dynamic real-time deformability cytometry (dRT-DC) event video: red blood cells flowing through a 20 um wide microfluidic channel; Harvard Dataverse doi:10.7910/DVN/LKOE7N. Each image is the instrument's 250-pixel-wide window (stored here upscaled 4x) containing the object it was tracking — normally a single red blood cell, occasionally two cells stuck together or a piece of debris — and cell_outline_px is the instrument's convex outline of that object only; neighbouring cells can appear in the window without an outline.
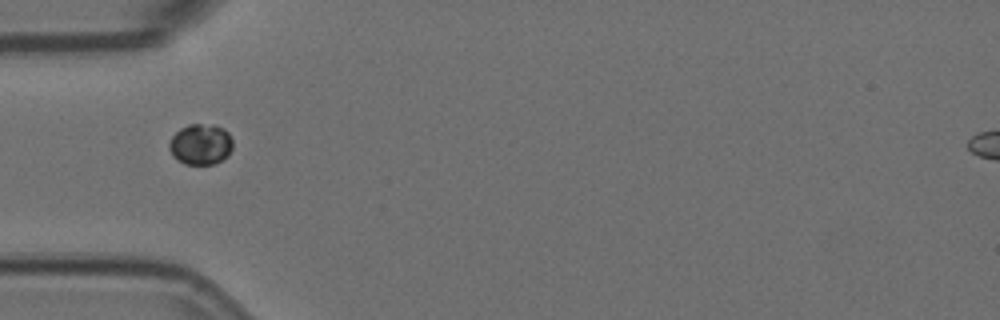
{"species": "Egyptian fruit bat (a non-hibernating species)", "species_latin": "Rousettus aegyptiacus", "temperature_condition": "room temperature", "stored_images_in_passage": 3, "camera_frame_rate_fps": 3000, "um_per_image_px": 0.085, "animal": {"sex": "female"}, "frame": {"image": 1, "passage_image": 1, "time_ms": 0.0, "image_size_px": [1000, 320], "cell_outline_px": [[232, 148], [228, 156], [212, 164], [184, 164], [176, 160], [172, 156], [168, 148], [168, 144], [172, 136], [180, 128], [188, 124], [212, 124], [224, 128], [228, 132], [232, 140]], "centroid_in_image_um": [17.03, 12.26], "position_along_channel_um": 68.0, "area_um2": 15.32}}
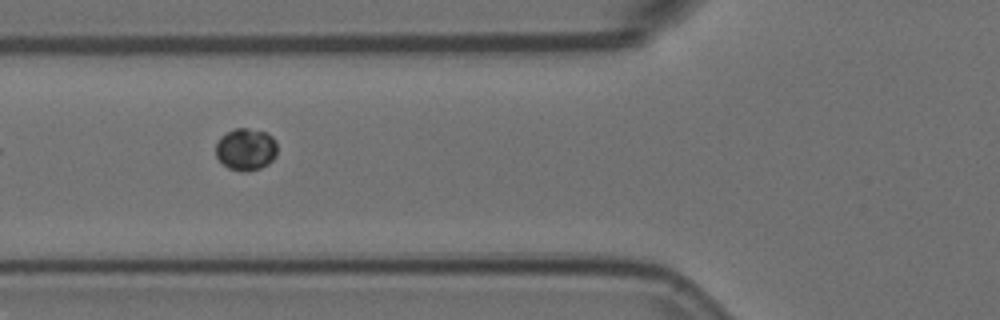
{"frame": {"image": 2, "passage_image": 2, "time_ms": 0.333, "image_size_px": [1000, 320], "cell_outline_px": [[276, 156], [268, 164], [260, 168], [248, 172], [240, 172], [228, 168], [216, 156], [216, 144], [220, 136], [236, 128], [248, 128], [268, 132], [276, 140]], "centroid_in_image_um": [20.91, 12.69], "position_along_channel_um": 104.9, "area_um2": 15.26}}
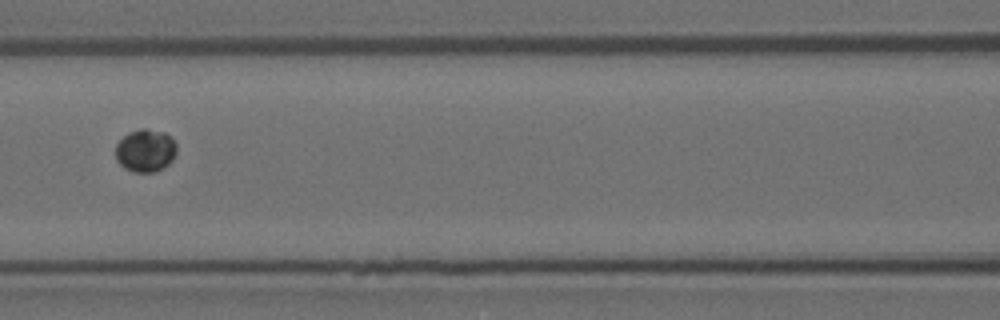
{"frame": {"image": 3, "passage_image": 3, "time_ms": 0.667, "image_size_px": [1000, 320], "cell_outline_px": [[176, 152], [172, 160], [168, 164], [156, 172], [132, 172], [124, 168], [116, 160], [116, 144], [128, 132], [140, 128], [144, 128], [164, 132], [172, 136], [176, 144]], "centroid_in_image_um": [12.36, 12.79], "position_along_channel_um": 154.2, "area_um2": 15.37}}